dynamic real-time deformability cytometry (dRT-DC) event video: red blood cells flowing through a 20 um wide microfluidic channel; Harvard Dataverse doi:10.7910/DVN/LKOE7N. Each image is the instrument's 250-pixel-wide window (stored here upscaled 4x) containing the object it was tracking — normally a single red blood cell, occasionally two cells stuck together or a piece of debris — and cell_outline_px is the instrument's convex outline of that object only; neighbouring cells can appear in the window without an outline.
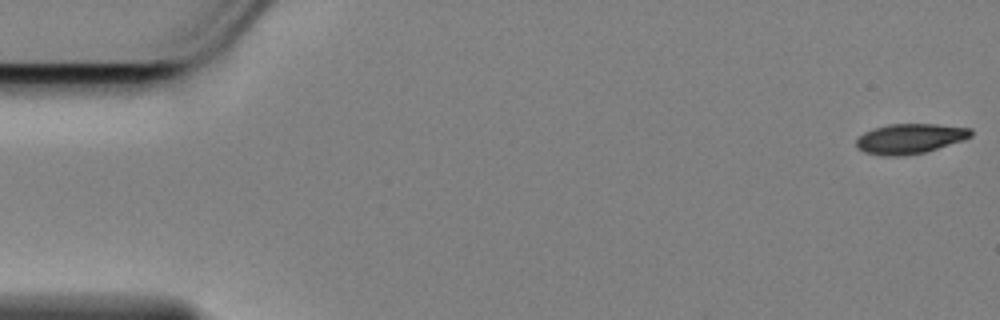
{"species": "Egyptian fruit bat (a non-hibernating species)", "species_latin": "Rousettus aegyptiacus", "temperature_condition": "cold", "stored_images_in_passage": 13, "camera_frame_rate_fps": 3000, "um_per_image_px": 0.085, "animal": {"sex": "female"}, "frame": {"image": 1, "passage_image": 1, "time_ms": 0.0, "image_size_px": [1000, 320], "cell_outline_px": [[972, 136], [964, 140], [924, 152], [904, 156], [880, 156], [864, 152], [856, 148], [856, 140], [864, 132], [872, 128], [888, 124], [936, 124], [972, 128]], "centroid_in_image_um": [77.32, 11.79], "position_along_channel_um": 7.7, "area_um2": 20.23}}